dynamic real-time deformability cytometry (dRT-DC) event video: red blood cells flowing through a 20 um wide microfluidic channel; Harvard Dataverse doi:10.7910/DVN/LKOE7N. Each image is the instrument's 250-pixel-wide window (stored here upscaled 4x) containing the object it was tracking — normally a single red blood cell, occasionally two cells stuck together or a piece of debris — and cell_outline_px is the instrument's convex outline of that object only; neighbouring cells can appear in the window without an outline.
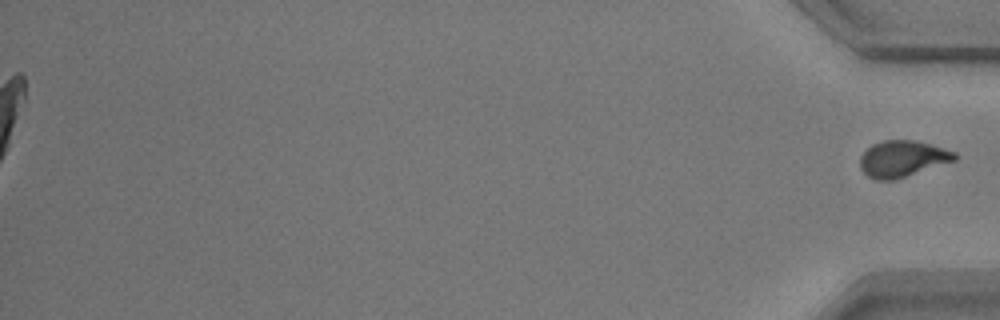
{"species": "common noctule bat (a hibernating species)", "species_latin": "Nyctalus noctula", "temperature_condition": "warm", "stored_images_in_passage": 56, "segment_of_instrument_passage": [2, 2], "camera_frame_rate_fps": 3000, "um_per_image_px": 0.085, "animal": {"sex": "male", "body_mass_g": 17.9}, "frame": {"image": 1, "passage_image": 56, "time_ms": 18.333, "image_size_px": [1000, 320], "cell_outline_px": [[956, 160], [892, 180], [876, 180], [868, 176], [860, 168], [860, 156], [872, 144], [884, 140], [916, 140], [956, 152]], "centroid_in_image_um": [76.68, 13.48], "position_along_channel_um": 358.5, "area_um2": 19.77}}